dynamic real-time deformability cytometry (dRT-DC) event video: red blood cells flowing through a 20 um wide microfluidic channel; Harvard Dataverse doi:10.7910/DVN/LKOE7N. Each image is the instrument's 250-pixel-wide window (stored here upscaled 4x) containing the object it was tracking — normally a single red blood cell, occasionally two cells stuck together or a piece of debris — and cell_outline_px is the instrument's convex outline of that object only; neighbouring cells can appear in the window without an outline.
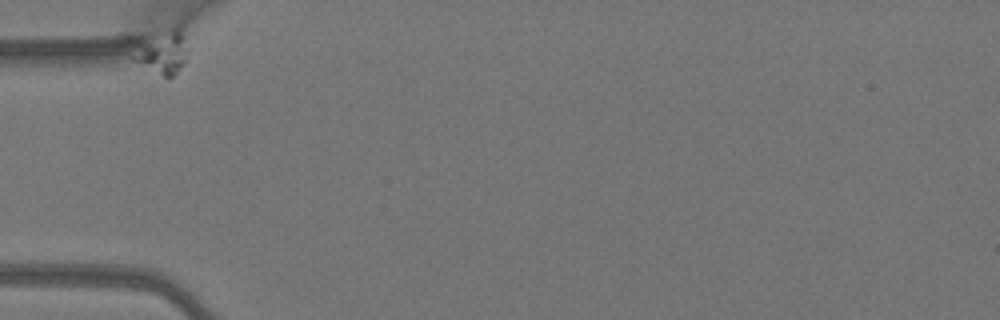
{"species": "Egyptian fruit bat (a non-hibernating species)", "species_latin": "Rousettus aegyptiacus", "temperature_condition": "warm", "stored_images_in_passage": 4, "camera_frame_rate_fps": 3000, "um_per_image_px": 0.085, "animal": {"sex": "female"}, "frame": {"image": 1, "passage_image": 1, "time_ms": 0.0, "image_size_px": [1000, 320], "cell_outline_px": [[188, 52], [184, 64], [168, 80], [132, 60], [128, 56], [176, 28], [180, 32], [188, 48]], "centroid_in_image_um": [13.89, 4.64], "position_along_channel_um": 71.1, "area_um2": 12.14}}